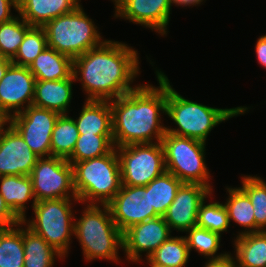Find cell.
Wrapping results in <instances>:
<instances>
[{
	"mask_svg": "<svg viewBox=\"0 0 266 267\" xmlns=\"http://www.w3.org/2000/svg\"><path fill=\"white\" fill-rule=\"evenodd\" d=\"M100 206H102L101 209ZM87 204L82 217L74 222V236L79 240L87 261L107 259L119 262L123 233L112 219L108 205Z\"/></svg>",
	"mask_w": 266,
	"mask_h": 267,
	"instance_id": "277c9868",
	"label": "cell"
},
{
	"mask_svg": "<svg viewBox=\"0 0 266 267\" xmlns=\"http://www.w3.org/2000/svg\"><path fill=\"white\" fill-rule=\"evenodd\" d=\"M182 184V181L167 171L153 179L146 185L149 187L150 208L155 209L160 216H163Z\"/></svg>",
	"mask_w": 266,
	"mask_h": 267,
	"instance_id": "4316f807",
	"label": "cell"
},
{
	"mask_svg": "<svg viewBox=\"0 0 266 267\" xmlns=\"http://www.w3.org/2000/svg\"><path fill=\"white\" fill-rule=\"evenodd\" d=\"M247 107L215 108L185 99L173 87L167 78L166 115L178 128L166 127V132L189 137L206 143L211 130L229 118L242 115Z\"/></svg>",
	"mask_w": 266,
	"mask_h": 267,
	"instance_id": "3957f363",
	"label": "cell"
},
{
	"mask_svg": "<svg viewBox=\"0 0 266 267\" xmlns=\"http://www.w3.org/2000/svg\"><path fill=\"white\" fill-rule=\"evenodd\" d=\"M22 225L25 227L21 222L15 228H0V267H24Z\"/></svg>",
	"mask_w": 266,
	"mask_h": 267,
	"instance_id": "83f0119b",
	"label": "cell"
},
{
	"mask_svg": "<svg viewBox=\"0 0 266 267\" xmlns=\"http://www.w3.org/2000/svg\"><path fill=\"white\" fill-rule=\"evenodd\" d=\"M73 81V74L62 80H36L32 105L55 111L60 115L66 114L72 99Z\"/></svg>",
	"mask_w": 266,
	"mask_h": 267,
	"instance_id": "d6986e66",
	"label": "cell"
},
{
	"mask_svg": "<svg viewBox=\"0 0 266 267\" xmlns=\"http://www.w3.org/2000/svg\"><path fill=\"white\" fill-rule=\"evenodd\" d=\"M115 2L116 18L146 26L161 36L166 35L169 24L171 0H112Z\"/></svg>",
	"mask_w": 266,
	"mask_h": 267,
	"instance_id": "2e32d148",
	"label": "cell"
},
{
	"mask_svg": "<svg viewBox=\"0 0 266 267\" xmlns=\"http://www.w3.org/2000/svg\"><path fill=\"white\" fill-rule=\"evenodd\" d=\"M159 87L142 84L110 100L114 147L161 142L166 133L160 113L166 114L167 76L156 71ZM161 124V125H160Z\"/></svg>",
	"mask_w": 266,
	"mask_h": 267,
	"instance_id": "7a4b0ae2",
	"label": "cell"
},
{
	"mask_svg": "<svg viewBox=\"0 0 266 267\" xmlns=\"http://www.w3.org/2000/svg\"><path fill=\"white\" fill-rule=\"evenodd\" d=\"M72 166L79 203L107 205L122 186L120 162L115 147L106 155L76 162Z\"/></svg>",
	"mask_w": 266,
	"mask_h": 267,
	"instance_id": "5b68a950",
	"label": "cell"
},
{
	"mask_svg": "<svg viewBox=\"0 0 266 267\" xmlns=\"http://www.w3.org/2000/svg\"><path fill=\"white\" fill-rule=\"evenodd\" d=\"M161 144L167 172L183 183L202 184L212 191L211 176L204 158L206 143L166 132Z\"/></svg>",
	"mask_w": 266,
	"mask_h": 267,
	"instance_id": "52a82bcc",
	"label": "cell"
},
{
	"mask_svg": "<svg viewBox=\"0 0 266 267\" xmlns=\"http://www.w3.org/2000/svg\"><path fill=\"white\" fill-rule=\"evenodd\" d=\"M229 193L227 202L224 204L229 217L236 224L245 228L237 236L255 232L254 208L248 195L240 188H226Z\"/></svg>",
	"mask_w": 266,
	"mask_h": 267,
	"instance_id": "d4e9b609",
	"label": "cell"
},
{
	"mask_svg": "<svg viewBox=\"0 0 266 267\" xmlns=\"http://www.w3.org/2000/svg\"><path fill=\"white\" fill-rule=\"evenodd\" d=\"M114 148L113 135L79 134L72 155L67 159L76 162L101 157Z\"/></svg>",
	"mask_w": 266,
	"mask_h": 267,
	"instance_id": "f546056e",
	"label": "cell"
},
{
	"mask_svg": "<svg viewBox=\"0 0 266 267\" xmlns=\"http://www.w3.org/2000/svg\"><path fill=\"white\" fill-rule=\"evenodd\" d=\"M31 26L20 16L0 24V54L13 59Z\"/></svg>",
	"mask_w": 266,
	"mask_h": 267,
	"instance_id": "1f68e13d",
	"label": "cell"
},
{
	"mask_svg": "<svg viewBox=\"0 0 266 267\" xmlns=\"http://www.w3.org/2000/svg\"><path fill=\"white\" fill-rule=\"evenodd\" d=\"M190 251L185 236H170L146 260L148 264L169 267H184L188 263Z\"/></svg>",
	"mask_w": 266,
	"mask_h": 267,
	"instance_id": "f1b7e54d",
	"label": "cell"
},
{
	"mask_svg": "<svg viewBox=\"0 0 266 267\" xmlns=\"http://www.w3.org/2000/svg\"><path fill=\"white\" fill-rule=\"evenodd\" d=\"M0 132V176L30 175L39 158L10 125Z\"/></svg>",
	"mask_w": 266,
	"mask_h": 267,
	"instance_id": "e0dca14e",
	"label": "cell"
},
{
	"mask_svg": "<svg viewBox=\"0 0 266 267\" xmlns=\"http://www.w3.org/2000/svg\"><path fill=\"white\" fill-rule=\"evenodd\" d=\"M242 187L254 208L255 232L266 231V182L261 177L242 176Z\"/></svg>",
	"mask_w": 266,
	"mask_h": 267,
	"instance_id": "4dcf8cb0",
	"label": "cell"
},
{
	"mask_svg": "<svg viewBox=\"0 0 266 267\" xmlns=\"http://www.w3.org/2000/svg\"><path fill=\"white\" fill-rule=\"evenodd\" d=\"M7 123L9 124V117L0 108V132Z\"/></svg>",
	"mask_w": 266,
	"mask_h": 267,
	"instance_id": "b9f144b4",
	"label": "cell"
},
{
	"mask_svg": "<svg viewBox=\"0 0 266 267\" xmlns=\"http://www.w3.org/2000/svg\"><path fill=\"white\" fill-rule=\"evenodd\" d=\"M211 195L212 191L202 184L183 183L163 215L171 232L172 230L187 232L195 227L199 206L204 199Z\"/></svg>",
	"mask_w": 266,
	"mask_h": 267,
	"instance_id": "9a60e30c",
	"label": "cell"
},
{
	"mask_svg": "<svg viewBox=\"0 0 266 267\" xmlns=\"http://www.w3.org/2000/svg\"><path fill=\"white\" fill-rule=\"evenodd\" d=\"M187 232L188 235L185 238L190 252L195 249L200 255H204V258L206 256L207 259H219L228 254V252L216 254L220 247V234L197 226L192 227Z\"/></svg>",
	"mask_w": 266,
	"mask_h": 267,
	"instance_id": "836d02e7",
	"label": "cell"
},
{
	"mask_svg": "<svg viewBox=\"0 0 266 267\" xmlns=\"http://www.w3.org/2000/svg\"><path fill=\"white\" fill-rule=\"evenodd\" d=\"M47 47L68 55L72 59L83 55L90 49L99 47L102 40L97 26L79 5L70 13L49 21L44 26Z\"/></svg>",
	"mask_w": 266,
	"mask_h": 267,
	"instance_id": "8992f818",
	"label": "cell"
},
{
	"mask_svg": "<svg viewBox=\"0 0 266 267\" xmlns=\"http://www.w3.org/2000/svg\"><path fill=\"white\" fill-rule=\"evenodd\" d=\"M81 0H18V14L30 26L44 27L49 21L75 10Z\"/></svg>",
	"mask_w": 266,
	"mask_h": 267,
	"instance_id": "ac0fdd59",
	"label": "cell"
},
{
	"mask_svg": "<svg viewBox=\"0 0 266 267\" xmlns=\"http://www.w3.org/2000/svg\"><path fill=\"white\" fill-rule=\"evenodd\" d=\"M204 267H235L234 257L230 253L219 259H209Z\"/></svg>",
	"mask_w": 266,
	"mask_h": 267,
	"instance_id": "f35d334b",
	"label": "cell"
},
{
	"mask_svg": "<svg viewBox=\"0 0 266 267\" xmlns=\"http://www.w3.org/2000/svg\"><path fill=\"white\" fill-rule=\"evenodd\" d=\"M35 81L28 67L13 63L8 67L0 80V108L9 119L32 105Z\"/></svg>",
	"mask_w": 266,
	"mask_h": 267,
	"instance_id": "4fadbf2b",
	"label": "cell"
},
{
	"mask_svg": "<svg viewBox=\"0 0 266 267\" xmlns=\"http://www.w3.org/2000/svg\"><path fill=\"white\" fill-rule=\"evenodd\" d=\"M28 68L35 76V80H62L72 75L73 59L53 48L46 47Z\"/></svg>",
	"mask_w": 266,
	"mask_h": 267,
	"instance_id": "44dd1931",
	"label": "cell"
},
{
	"mask_svg": "<svg viewBox=\"0 0 266 267\" xmlns=\"http://www.w3.org/2000/svg\"><path fill=\"white\" fill-rule=\"evenodd\" d=\"M18 11V0H0V24L12 20L15 16L11 13V7Z\"/></svg>",
	"mask_w": 266,
	"mask_h": 267,
	"instance_id": "8d00e7d4",
	"label": "cell"
},
{
	"mask_svg": "<svg viewBox=\"0 0 266 267\" xmlns=\"http://www.w3.org/2000/svg\"><path fill=\"white\" fill-rule=\"evenodd\" d=\"M107 205L122 233L136 224L160 216L155 209L150 208L149 187L146 186L122 185Z\"/></svg>",
	"mask_w": 266,
	"mask_h": 267,
	"instance_id": "7c38bea8",
	"label": "cell"
},
{
	"mask_svg": "<svg viewBox=\"0 0 266 267\" xmlns=\"http://www.w3.org/2000/svg\"><path fill=\"white\" fill-rule=\"evenodd\" d=\"M205 203L204 199L199 206L196 226L220 235L226 232L230 222L225 205L214 201L206 205Z\"/></svg>",
	"mask_w": 266,
	"mask_h": 267,
	"instance_id": "e575fe53",
	"label": "cell"
},
{
	"mask_svg": "<svg viewBox=\"0 0 266 267\" xmlns=\"http://www.w3.org/2000/svg\"><path fill=\"white\" fill-rule=\"evenodd\" d=\"M70 198H59L37 201L33 207L32 220L24 218L22 222L27 224L33 232L40 235L49 245L66 257L70 248V240L74 234V214ZM27 222V223H26Z\"/></svg>",
	"mask_w": 266,
	"mask_h": 267,
	"instance_id": "ba28073f",
	"label": "cell"
},
{
	"mask_svg": "<svg viewBox=\"0 0 266 267\" xmlns=\"http://www.w3.org/2000/svg\"><path fill=\"white\" fill-rule=\"evenodd\" d=\"M79 132L74 118L61 114L57 118L51 136V156L68 159L74 150Z\"/></svg>",
	"mask_w": 266,
	"mask_h": 267,
	"instance_id": "484cf974",
	"label": "cell"
},
{
	"mask_svg": "<svg viewBox=\"0 0 266 267\" xmlns=\"http://www.w3.org/2000/svg\"><path fill=\"white\" fill-rule=\"evenodd\" d=\"M30 177L36 202L72 197L79 202L74 188L73 166L66 159L55 156L38 158Z\"/></svg>",
	"mask_w": 266,
	"mask_h": 267,
	"instance_id": "30bf717a",
	"label": "cell"
},
{
	"mask_svg": "<svg viewBox=\"0 0 266 267\" xmlns=\"http://www.w3.org/2000/svg\"><path fill=\"white\" fill-rule=\"evenodd\" d=\"M59 113L30 105L12 116L9 124L21 135L39 157L51 156V136Z\"/></svg>",
	"mask_w": 266,
	"mask_h": 267,
	"instance_id": "8fae6325",
	"label": "cell"
},
{
	"mask_svg": "<svg viewBox=\"0 0 266 267\" xmlns=\"http://www.w3.org/2000/svg\"><path fill=\"white\" fill-rule=\"evenodd\" d=\"M138 52L118 41L106 40L99 47L73 59V77L82 82L86 100H113L135 90L139 72ZM80 75V77H79Z\"/></svg>",
	"mask_w": 266,
	"mask_h": 267,
	"instance_id": "6da1fadb",
	"label": "cell"
},
{
	"mask_svg": "<svg viewBox=\"0 0 266 267\" xmlns=\"http://www.w3.org/2000/svg\"><path fill=\"white\" fill-rule=\"evenodd\" d=\"M255 51L259 64L263 68H266V35H262L258 38L255 45Z\"/></svg>",
	"mask_w": 266,
	"mask_h": 267,
	"instance_id": "74e56055",
	"label": "cell"
},
{
	"mask_svg": "<svg viewBox=\"0 0 266 267\" xmlns=\"http://www.w3.org/2000/svg\"><path fill=\"white\" fill-rule=\"evenodd\" d=\"M85 101L79 117L74 119L79 134L113 135L110 101Z\"/></svg>",
	"mask_w": 266,
	"mask_h": 267,
	"instance_id": "ffe728a7",
	"label": "cell"
},
{
	"mask_svg": "<svg viewBox=\"0 0 266 267\" xmlns=\"http://www.w3.org/2000/svg\"><path fill=\"white\" fill-rule=\"evenodd\" d=\"M22 220L8 207L0 194V228L15 227Z\"/></svg>",
	"mask_w": 266,
	"mask_h": 267,
	"instance_id": "d590c367",
	"label": "cell"
},
{
	"mask_svg": "<svg viewBox=\"0 0 266 267\" xmlns=\"http://www.w3.org/2000/svg\"><path fill=\"white\" fill-rule=\"evenodd\" d=\"M170 236L171 230L163 216L128 228L123 233V250L126 253V260L139 262L143 252H146L147 259Z\"/></svg>",
	"mask_w": 266,
	"mask_h": 267,
	"instance_id": "5bb4252c",
	"label": "cell"
},
{
	"mask_svg": "<svg viewBox=\"0 0 266 267\" xmlns=\"http://www.w3.org/2000/svg\"><path fill=\"white\" fill-rule=\"evenodd\" d=\"M0 194L8 207L21 219L26 218V203L33 199L32 208L36 203L30 175L0 176Z\"/></svg>",
	"mask_w": 266,
	"mask_h": 267,
	"instance_id": "7402d4cb",
	"label": "cell"
},
{
	"mask_svg": "<svg viewBox=\"0 0 266 267\" xmlns=\"http://www.w3.org/2000/svg\"><path fill=\"white\" fill-rule=\"evenodd\" d=\"M234 246L235 267H266V231L237 236Z\"/></svg>",
	"mask_w": 266,
	"mask_h": 267,
	"instance_id": "603a6c76",
	"label": "cell"
},
{
	"mask_svg": "<svg viewBox=\"0 0 266 267\" xmlns=\"http://www.w3.org/2000/svg\"><path fill=\"white\" fill-rule=\"evenodd\" d=\"M46 47L47 36L44 27L31 26L11 61L15 65L29 67Z\"/></svg>",
	"mask_w": 266,
	"mask_h": 267,
	"instance_id": "d6a6232c",
	"label": "cell"
},
{
	"mask_svg": "<svg viewBox=\"0 0 266 267\" xmlns=\"http://www.w3.org/2000/svg\"><path fill=\"white\" fill-rule=\"evenodd\" d=\"M150 267H169V266H164V265H160V264H149Z\"/></svg>",
	"mask_w": 266,
	"mask_h": 267,
	"instance_id": "7bdbcfd3",
	"label": "cell"
},
{
	"mask_svg": "<svg viewBox=\"0 0 266 267\" xmlns=\"http://www.w3.org/2000/svg\"><path fill=\"white\" fill-rule=\"evenodd\" d=\"M204 0H171V3L176 4V6H197L199 4H201V2H203Z\"/></svg>",
	"mask_w": 266,
	"mask_h": 267,
	"instance_id": "60d3db41",
	"label": "cell"
},
{
	"mask_svg": "<svg viewBox=\"0 0 266 267\" xmlns=\"http://www.w3.org/2000/svg\"><path fill=\"white\" fill-rule=\"evenodd\" d=\"M24 267H53L55 256L64 257L40 235L27 226L23 228Z\"/></svg>",
	"mask_w": 266,
	"mask_h": 267,
	"instance_id": "cb8c5ba5",
	"label": "cell"
},
{
	"mask_svg": "<svg viewBox=\"0 0 266 267\" xmlns=\"http://www.w3.org/2000/svg\"><path fill=\"white\" fill-rule=\"evenodd\" d=\"M12 64L11 59L0 54V80L5 75L8 67Z\"/></svg>",
	"mask_w": 266,
	"mask_h": 267,
	"instance_id": "ab89813d",
	"label": "cell"
},
{
	"mask_svg": "<svg viewBox=\"0 0 266 267\" xmlns=\"http://www.w3.org/2000/svg\"><path fill=\"white\" fill-rule=\"evenodd\" d=\"M116 151L122 185L146 186L166 171L161 142L119 146Z\"/></svg>",
	"mask_w": 266,
	"mask_h": 267,
	"instance_id": "9c48e42d",
	"label": "cell"
}]
</instances>
